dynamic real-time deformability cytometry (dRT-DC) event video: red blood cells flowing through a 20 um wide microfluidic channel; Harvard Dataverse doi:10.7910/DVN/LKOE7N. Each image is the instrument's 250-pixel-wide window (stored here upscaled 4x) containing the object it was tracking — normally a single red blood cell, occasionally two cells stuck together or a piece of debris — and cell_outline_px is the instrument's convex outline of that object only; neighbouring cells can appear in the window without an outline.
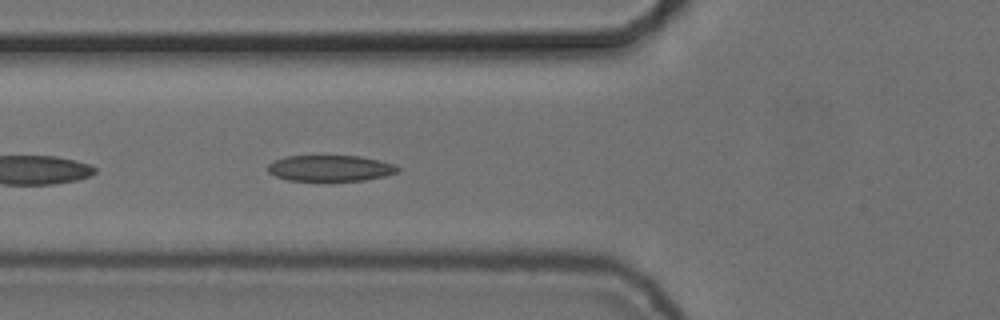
{"species": "common noctule bat (a hibernating species)", "species_latin": "Nyctalus noctula", "temperature_condition": "cold", "stored_images_in_passage": 10, "camera_frame_rate_fps": 3000, "um_per_image_px": 0.085, "animal": {"sex": "female", "body_mass_g": 24.6, "forearm_length_mm": 56.2}, "frame": {"image": 1, "passage_image": 5, "time_ms": 1.333, "image_size_px": [1000, 320], "cell_outline_px": [[400, 168], [396, 172], [384, 176], [364, 180], [288, 180], [276, 176], [268, 172], [268, 164], [272, 160], [284, 156], [360, 156], [396, 164]], "centroid_in_image_um": [28.05, 14.28], "position_along_channel_um": 97.8, "area_um2": 19.59}}